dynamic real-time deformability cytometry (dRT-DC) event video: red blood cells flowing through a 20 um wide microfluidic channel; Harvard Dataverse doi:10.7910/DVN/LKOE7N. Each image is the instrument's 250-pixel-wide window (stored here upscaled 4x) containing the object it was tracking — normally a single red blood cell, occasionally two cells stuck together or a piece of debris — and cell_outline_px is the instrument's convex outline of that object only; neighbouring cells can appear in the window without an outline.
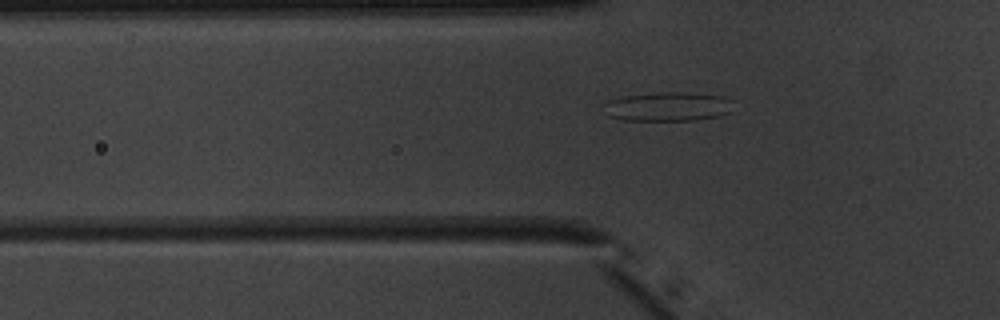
{"species": "common noctule bat (a hibernating species)", "species_latin": "Nyctalus noctula", "temperature_condition": "warm", "stored_images_in_passage": 47, "camera_frame_rate_fps": 3000, "um_per_image_px": 0.085, "animal": {"sex": "male", "body_mass_g": 20.1, "forearm_length_mm": 53.5}, "frame": {"image": 1, "passage_image": 13, "time_ms": 4.0, "image_size_px": [1000, 320], "cell_outline_px": [[732, 112], [720, 116], [696, 120], [624, 120], [608, 116], [600, 104], [608, 100], [624, 96], [668, 92], [688, 92], [724, 96], [732, 100]], "centroid_in_image_um": [56.78, 9.06], "position_along_channel_um": 69.0, "area_um2": 22.25}}
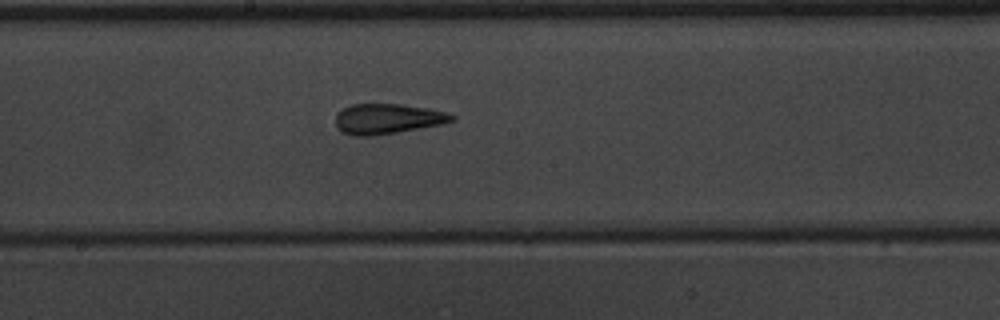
{"frame": {"image": 2, "passage_image": 24, "time_ms": 7.667, "image_size_px": [1000, 320], "cell_outline_px": [[456, 120], [444, 124], [376, 136], [352, 136], [340, 132], [336, 128], [336, 112], [352, 104], [404, 104], [428, 108], [448, 112], [456, 116]], "centroid_in_image_um": [32.95, 10.11], "position_along_channel_um": 215.2, "area_um2": 20.98}}
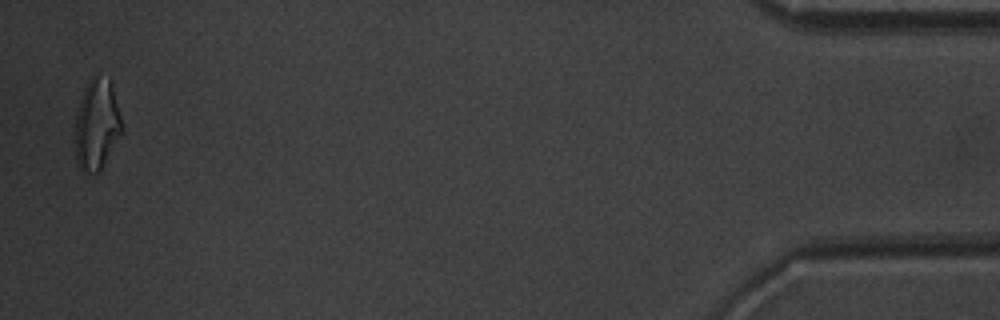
{"frame": {"image": 3, "passage_image": 46, "time_ms": 15.0, "image_size_px": [1000, 320], "cell_outline_px": [[124, 128], [100, 172], [84, 172], [76, 164], [76, 112], [84, 88], [88, 80], [96, 72], [108, 80], [112, 84]], "centroid_in_image_um": [8.24, 10.56], "position_along_channel_um": 427.0, "area_um2": 24.85}, "authors_computed_cell_mechanics": {"area_um2": 21.386, "velocity_mm_per_s": 3.9916, "shape_relaxation_time_tau1_ms": null, "shape_relaxation_time_tau2_ms": 1.5397, "deformation_change_tau1": null, "deformation_change_tau2": 0.1179}}